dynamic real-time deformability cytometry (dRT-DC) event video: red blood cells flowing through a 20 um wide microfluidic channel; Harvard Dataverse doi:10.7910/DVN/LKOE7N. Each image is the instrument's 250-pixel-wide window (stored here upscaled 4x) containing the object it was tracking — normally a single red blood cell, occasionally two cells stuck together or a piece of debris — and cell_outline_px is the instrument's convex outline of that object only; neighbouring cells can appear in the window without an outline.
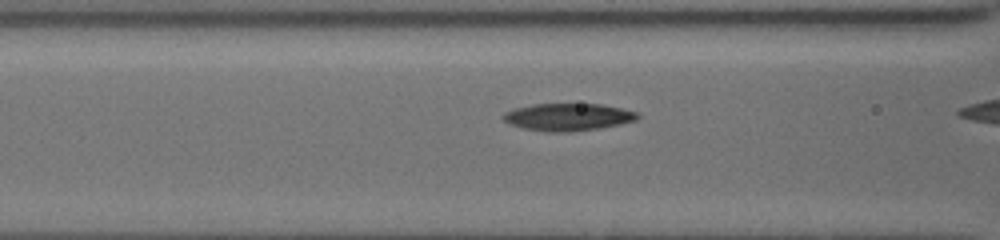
{"species": "common noctule bat (a hibernating species)", "species_latin": "Nyctalus noctula", "temperature_condition": "cold", "stored_images_in_passage": 10, "camera_frame_rate_fps": 3000, "um_per_image_px": 0.085, "animal": {"sex": "female", "body_mass_g": 19.5, "forearm_length_mm": 54.1}, "frame": {"image": 1, "passage_image": 6, "time_ms": 3.0, "image_size_px": [1000, 240], "cell_outline_px": [[640, 116], [636, 120], [620, 124], [600, 128], [572, 132], [548, 132], [524, 128], [512, 124], [504, 120], [504, 112], [516, 108], [536, 104], [600, 104], [620, 108], [636, 112]], "centroid_in_image_um": [48.31, 9.95], "position_along_channel_um": 118.3, "area_um2": 21.15}}
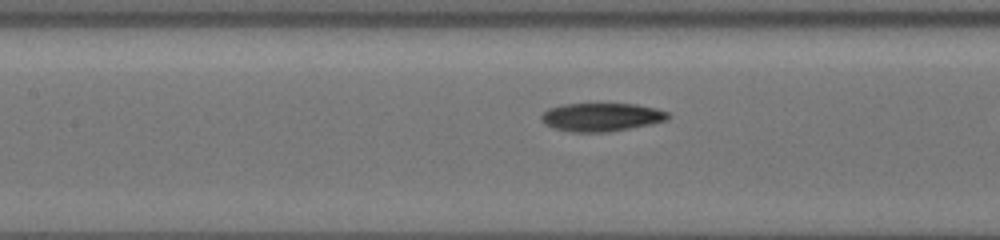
{"frame": {"image": 2, "passage_image": 9, "time_ms": 4.0, "image_size_px": [1000, 240], "cell_outline_px": [[672, 116], [668, 120], [608, 132], [572, 132], [552, 128], [544, 124], [540, 120], [540, 116], [548, 108], [564, 104], [636, 104], [656, 108], [668, 112]], "centroid_in_image_um": [51.1, 9.95], "position_along_channel_um": 156.3, "area_um2": 20.98}}